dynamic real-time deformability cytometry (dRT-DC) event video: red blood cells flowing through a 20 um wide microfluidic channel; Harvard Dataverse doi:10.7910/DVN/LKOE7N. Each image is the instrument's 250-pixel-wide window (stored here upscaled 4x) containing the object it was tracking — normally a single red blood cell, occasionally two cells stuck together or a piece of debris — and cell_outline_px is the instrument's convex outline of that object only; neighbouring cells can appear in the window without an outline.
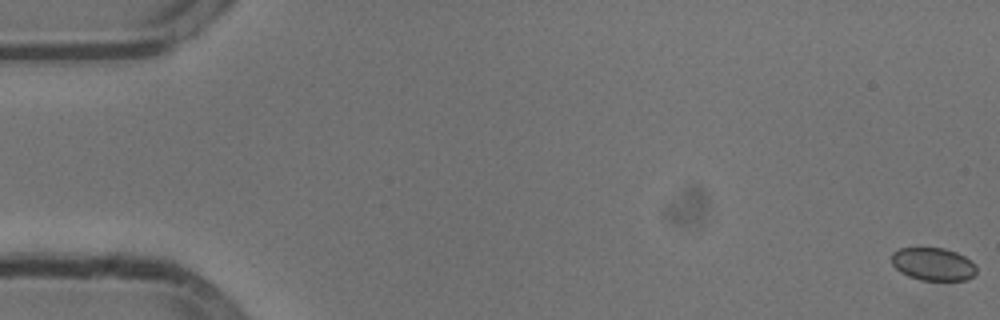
{"species": "common noctule bat (a hibernating species)", "species_latin": "Nyctalus noctula", "temperature_condition": "cold", "stored_images_in_passage": 56, "camera_frame_rate_fps": 3000, "um_per_image_px": 0.085, "animal": {"sex": "male", "body_mass_g": 13.3}, "frame": {"image": 1, "passage_image": 1, "time_ms": 0.0, "image_size_px": [1000, 320], "cell_outline_px": [[976, 272], [968, 280], [920, 280], [908, 276], [900, 272], [892, 264], [892, 252], [900, 248], [944, 248], [956, 252], [964, 256], [976, 268]], "centroid_in_image_um": [79.28, 22.45], "position_along_channel_um": 5.7, "area_um2": 16.13}}
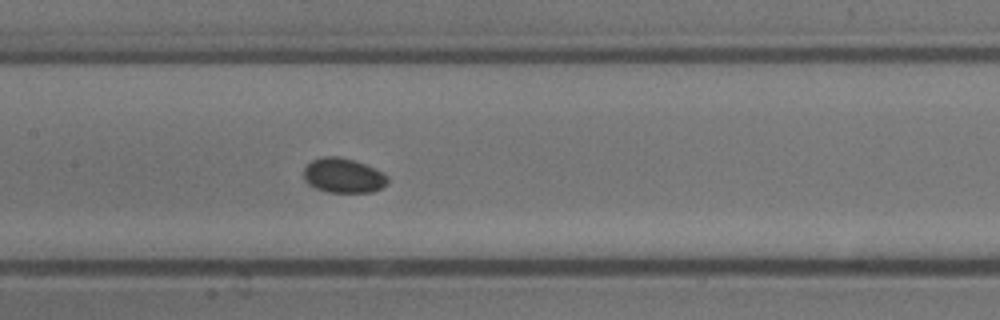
{"frame": {"image": 2, "passage_image": 27, "time_ms": 8.667, "image_size_px": [1000, 320], "cell_outline_px": [[388, 184], [372, 192], [328, 192], [316, 188], [308, 184], [304, 180], [304, 168], [312, 160], [320, 156], [340, 156], [356, 160], [388, 176]], "centroid_in_image_um": [29.16, 14.91], "position_along_channel_um": 178.2, "area_um2": 16.99}}
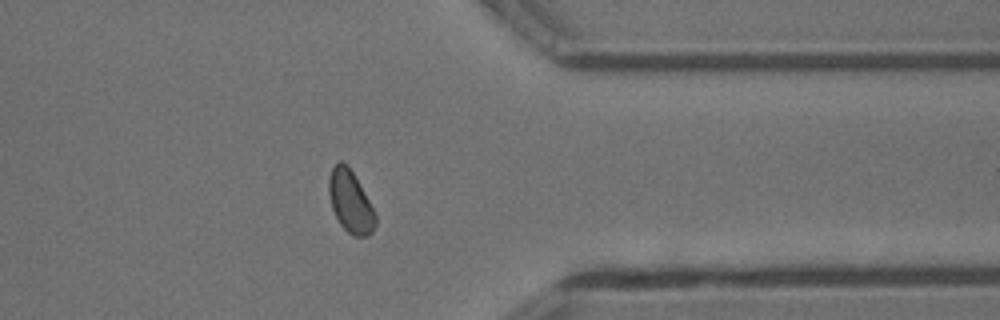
{"frame": {"image": 3, "passage_image": 44, "time_ms": 14.333, "image_size_px": [1000, 320], "cell_outline_px": [[376, 224], [372, 232], [368, 236], [352, 236], [340, 224], [332, 208], [328, 192], [328, 180], [332, 168], [340, 160], [352, 172], [368, 200], [376, 216]], "centroid_in_image_um": [29.77, 17.18], "position_along_channel_um": 381.6, "area_um2": 16.42}}